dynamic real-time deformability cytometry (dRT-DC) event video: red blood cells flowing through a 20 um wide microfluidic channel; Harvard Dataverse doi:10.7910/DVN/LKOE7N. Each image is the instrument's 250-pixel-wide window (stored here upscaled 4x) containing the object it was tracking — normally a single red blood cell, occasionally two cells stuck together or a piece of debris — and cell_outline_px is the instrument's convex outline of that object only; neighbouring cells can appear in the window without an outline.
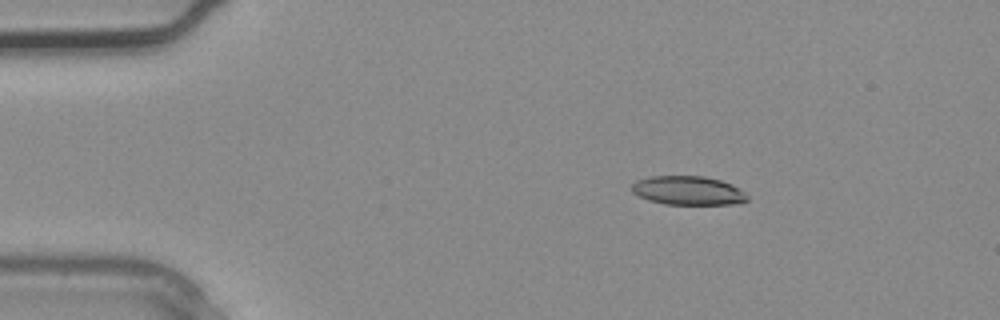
{"species": "common noctule bat (a hibernating species)", "species_latin": "Nyctalus noctula", "temperature_condition": "warm", "stored_images_in_passage": 3, "camera_frame_rate_fps": 3000, "um_per_image_px": 0.085, "animal": {"sex": "male", "body_mass_g": 20.4}, "frame": {"image": 1, "passage_image": 2, "time_ms": 0.333, "image_size_px": [1000, 320], "cell_outline_px": [[748, 200], [732, 204], [664, 204], [648, 200], [632, 192], [632, 184], [636, 180], [652, 176], [704, 176], [720, 180], [732, 184], [744, 192], [748, 196]], "centroid_in_image_um": [58.48, 16.19], "position_along_channel_um": 26.5, "area_um2": 19.36}}